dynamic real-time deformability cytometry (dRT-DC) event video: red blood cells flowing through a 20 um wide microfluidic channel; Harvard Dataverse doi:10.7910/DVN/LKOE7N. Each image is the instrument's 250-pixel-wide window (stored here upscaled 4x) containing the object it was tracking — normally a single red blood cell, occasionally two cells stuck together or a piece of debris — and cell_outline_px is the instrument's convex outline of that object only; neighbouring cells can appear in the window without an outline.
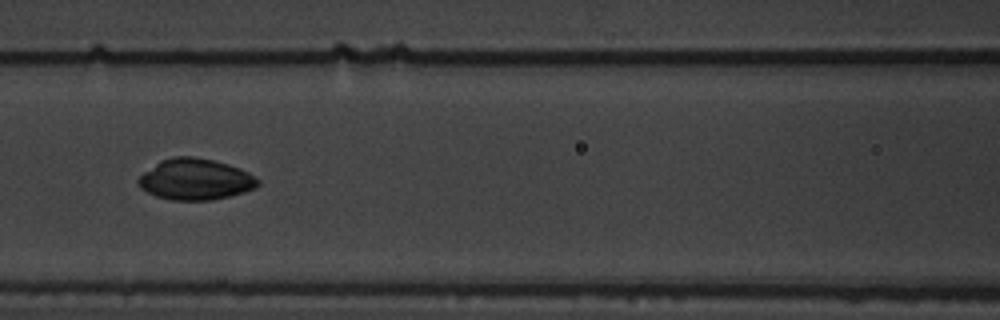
{"species": "common noctule bat (a hibernating species)", "species_latin": "Nyctalus noctula", "temperature_condition": "warm", "stored_images_in_passage": 8, "camera_frame_rate_fps": 3000, "um_per_image_px": 0.085, "animal": {"sex": "male", "body_mass_g": 19.5, "forearm_length_mm": 54.6}, "frame": {"image": 1, "passage_image": 8, "time_ms": 8.0, "image_size_px": [1000, 320], "cell_outline_px": [[260, 184], [256, 188], [244, 192], [212, 200], [172, 200], [156, 196], [140, 188], [136, 180], [144, 172], [160, 160], [172, 156], [192, 156], [212, 160], [228, 164], [240, 168], [248, 172], [260, 180]], "centroid_in_image_um": [16.61, 15.24], "position_along_channel_um": 150.0, "area_um2": 28.73}}